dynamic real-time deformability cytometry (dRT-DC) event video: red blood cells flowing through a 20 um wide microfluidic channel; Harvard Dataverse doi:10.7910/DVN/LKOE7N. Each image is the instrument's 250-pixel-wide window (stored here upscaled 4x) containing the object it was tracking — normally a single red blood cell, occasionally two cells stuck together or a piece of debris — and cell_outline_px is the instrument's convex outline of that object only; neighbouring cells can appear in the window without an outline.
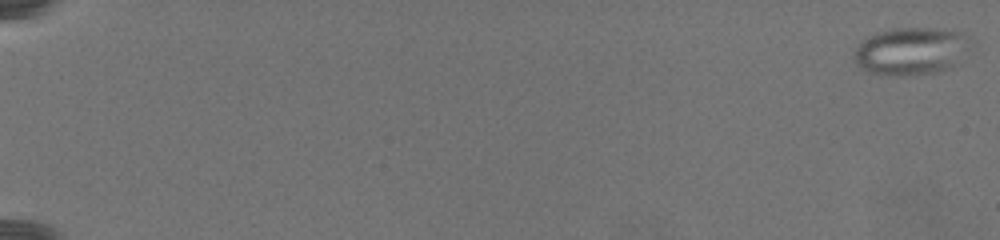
{"species": "common noctule bat (a hibernating species)", "species_latin": "Nyctalus noctula", "temperature_condition": "warm", "stored_images_in_passage": 68, "camera_frame_rate_fps": 3000, "um_per_image_px": 0.085, "animal": {"sex": "female", "body_mass_g": 19.5, "forearm_length_mm": 54.1}, "frame": {"image": 1, "passage_image": 1, "time_ms": 0.0, "image_size_px": [1000, 240], "cell_outline_px": [[976, 40], [948, 68], [940, 72], [908, 76], [880, 76], [868, 72], [860, 68], [856, 60], [856, 44], [876, 32], [892, 28], [936, 28], [964, 32], [972, 36]], "centroid_in_image_um": [77.46, 4.34], "position_along_channel_um": 7.5, "area_um2": 32.77}}
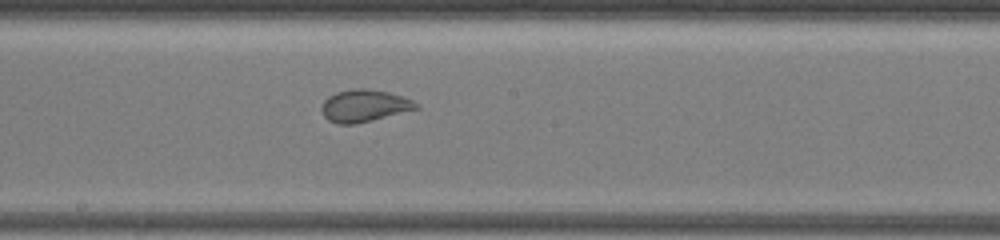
{"frame": {"image": 2, "passage_image": 38, "time_ms": 15.333, "image_size_px": [1000, 240], "cell_outline_px": [[420, 108], [356, 124], [336, 124], [328, 120], [324, 116], [320, 108], [324, 100], [328, 96], [336, 92], [352, 88], [368, 88], [388, 92], [404, 96], [420, 104]], "centroid_in_image_um": [30.96, 8.98], "position_along_channel_um": 217.2, "area_um2": 17.98}}
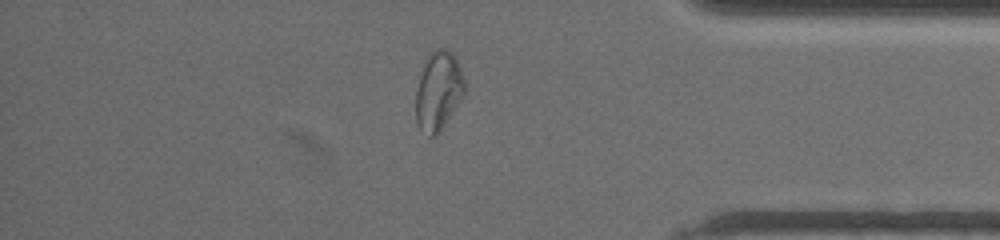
{"frame": {"image": 3, "passage_image": 58, "time_ms": 22.333, "image_size_px": [1000, 240], "cell_outline_px": [[464, 92], [444, 124], [436, 136], [428, 136], [416, 124], [416, 88], [428, 52], [436, 48], [444, 48], [452, 52], [460, 68], [464, 80]], "centroid_in_image_um": [37.23, 7.69], "position_along_channel_um": 398.0, "area_um2": 22.02}}